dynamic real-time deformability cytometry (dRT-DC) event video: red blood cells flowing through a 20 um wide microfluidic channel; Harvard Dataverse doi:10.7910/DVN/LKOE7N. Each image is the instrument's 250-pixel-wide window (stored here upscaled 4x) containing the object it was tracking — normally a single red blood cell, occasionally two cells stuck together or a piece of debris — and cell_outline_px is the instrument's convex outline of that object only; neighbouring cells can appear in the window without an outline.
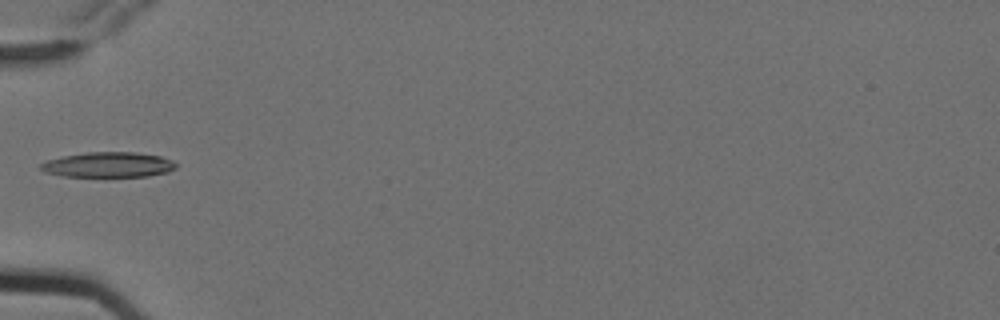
{"species": "Egyptian fruit bat (a non-hibernating species)", "species_latin": "Rousettus aegyptiacus", "temperature_condition": "cold", "stored_images_in_passage": 3, "camera_frame_rate_fps": 3000, "um_per_image_px": 0.085, "animal": {"sex": "female"}, "frame": {"image": 1, "passage_image": 1, "time_ms": 0.0, "image_size_px": [1000, 320], "cell_outline_px": [[176, 168], [168, 172], [148, 176], [64, 176], [44, 172], [40, 168], [40, 164], [48, 160], [64, 156], [88, 152], [136, 152], [160, 156], [172, 160], [176, 164]], "centroid_in_image_um": [9.23, 14.0], "position_along_channel_um": 75.8, "area_um2": 19.71}}
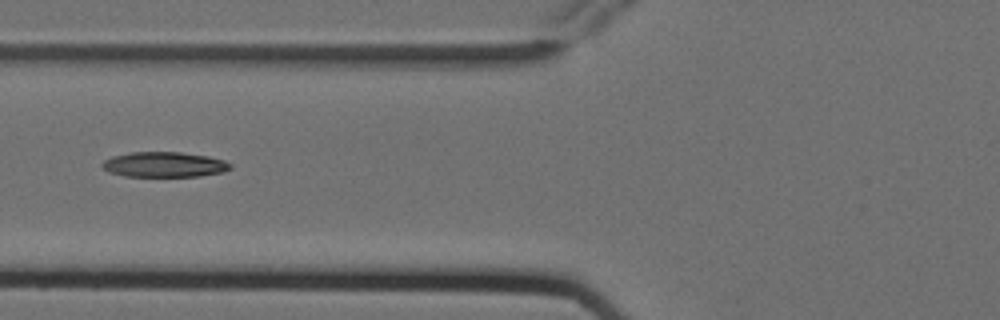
{"frame": {"image": 2, "passage_image": 2, "time_ms": 0.333, "image_size_px": [1000, 320], "cell_outline_px": [[232, 168], [224, 172], [200, 176], [124, 176], [108, 172], [100, 164], [104, 160], [112, 156], [132, 152], [180, 152], [208, 156], [224, 160], [232, 164]], "centroid_in_image_um": [13.98, 13.98], "position_along_channel_um": 111.8, "area_um2": 18.9}}
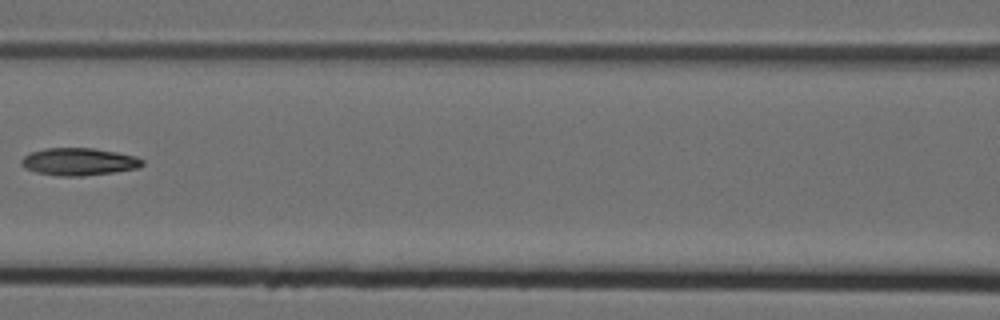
{"frame": {"image": 3, "passage_image": 3, "time_ms": 0.667, "image_size_px": [1000, 320], "cell_outline_px": [[144, 164], [140, 168], [84, 176], [60, 176], [36, 172], [24, 168], [20, 164], [20, 160], [24, 156], [32, 152], [44, 148], [92, 148], [116, 152], [136, 156], [144, 160]], "centroid_in_image_um": [6.7, 13.74], "position_along_channel_um": 159.9, "area_um2": 19.42}}